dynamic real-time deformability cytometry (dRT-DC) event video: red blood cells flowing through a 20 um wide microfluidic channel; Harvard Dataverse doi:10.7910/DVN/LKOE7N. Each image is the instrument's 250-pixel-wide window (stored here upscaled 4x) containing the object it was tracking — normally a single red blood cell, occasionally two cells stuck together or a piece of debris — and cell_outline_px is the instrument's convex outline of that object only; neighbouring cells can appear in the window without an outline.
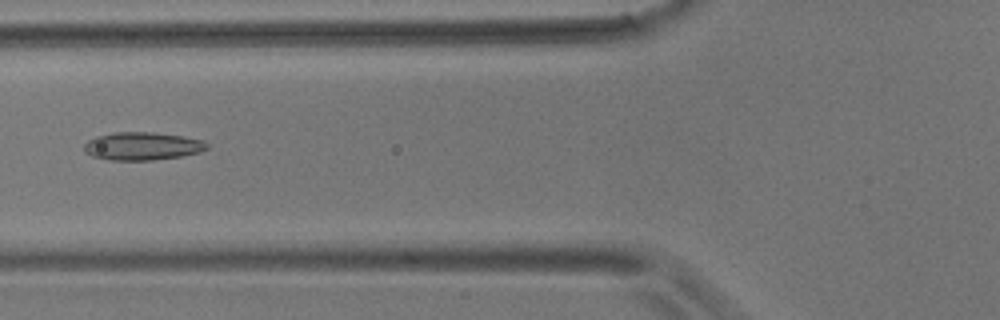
{"species": "common noctule bat (a hibernating species)", "species_latin": "Nyctalus noctula", "temperature_condition": "room temperature", "stored_images_in_passage": 9, "camera_frame_rate_fps": 3000, "um_per_image_px": 0.085, "animal": {"sex": "male", "body_mass_g": 17.9}, "frame": {"image": 1, "passage_image": 7, "time_ms": 7.0, "image_size_px": [1000, 320], "cell_outline_px": [[208, 148], [200, 152], [180, 156], [152, 160], [108, 160], [92, 156], [84, 152], [84, 144], [88, 140], [96, 136], [112, 132], [152, 132], [180, 136], [204, 140], [208, 144]], "centroid_in_image_um": [12.07, 12.42], "position_along_channel_um": 113.7, "area_um2": 20.06}}
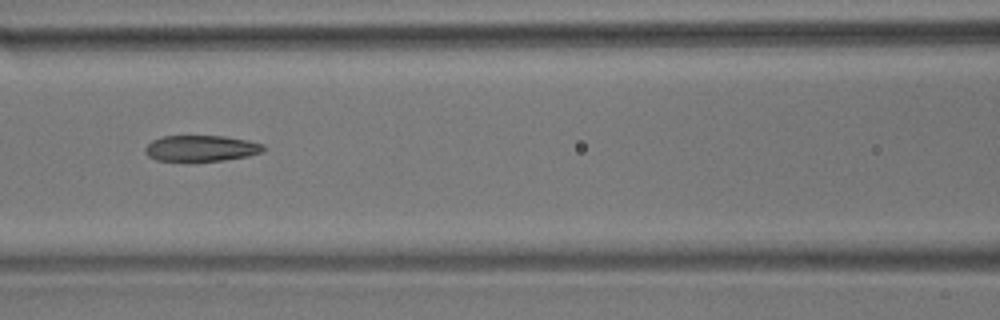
{"frame": {"image": 2, "passage_image": 8, "time_ms": 8.0, "image_size_px": [1000, 320], "cell_outline_px": [[264, 148], [260, 152], [248, 156], [224, 160], [192, 164], [156, 160], [148, 156], [144, 152], [144, 148], [152, 140], [164, 136], [224, 136], [248, 140], [264, 144]], "centroid_in_image_um": [17.03, 12.65], "position_along_channel_um": 149.6, "area_um2": 18.67}}
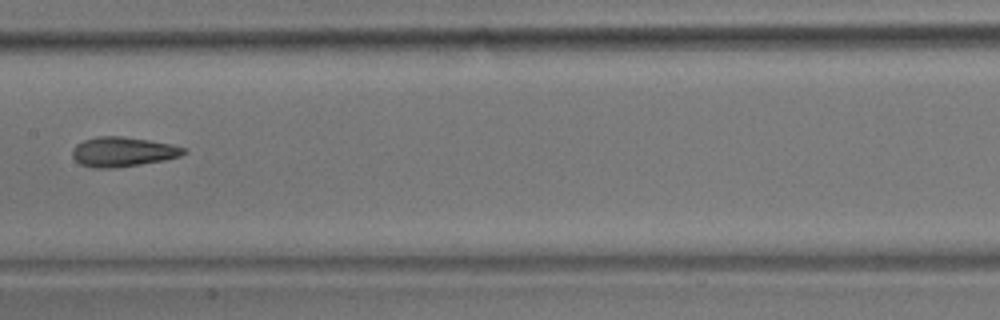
{"frame": {"image": 3, "passage_image": 9, "time_ms": 9.333, "image_size_px": [1000, 320], "cell_outline_px": [[188, 152], [180, 156], [164, 160], [140, 164], [112, 168], [92, 168], [80, 164], [72, 156], [72, 148], [76, 144], [84, 140], [96, 136], [120, 136], [148, 140], [172, 144], [184, 148]], "centroid_in_image_um": [10.41, 12.9], "position_along_channel_um": 197.0, "area_um2": 19.25}}